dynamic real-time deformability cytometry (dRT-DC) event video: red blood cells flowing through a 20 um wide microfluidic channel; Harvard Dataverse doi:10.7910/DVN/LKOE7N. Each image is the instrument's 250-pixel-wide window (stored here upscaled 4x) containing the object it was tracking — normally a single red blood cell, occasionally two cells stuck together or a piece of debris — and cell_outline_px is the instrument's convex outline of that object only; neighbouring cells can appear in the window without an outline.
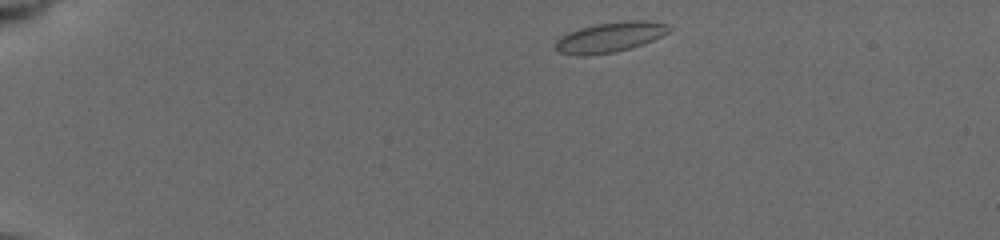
{"species": "common noctule bat (a hibernating species)", "species_latin": "Nyctalus noctula", "temperature_condition": "cold", "stored_images_in_passage": 14, "camera_frame_rate_fps": 3000, "um_per_image_px": 0.085, "animal": {"sex": "female", "body_mass_g": 19.5, "forearm_length_mm": 54.1}, "frame": {"image": 1, "passage_image": 1, "time_ms": 0.0, "image_size_px": [1000, 240], "cell_outline_px": [[672, 28], [668, 32], [644, 44], [632, 48], [616, 52], [584, 56], [576, 56], [560, 52], [556, 48], [556, 40], [560, 36], [568, 32], [580, 28], [596, 24], [628, 20], [648, 20], [668, 24]], "centroid_in_image_um": [51.86, 3.16], "position_along_channel_um": 33.1, "area_um2": 20.06}}
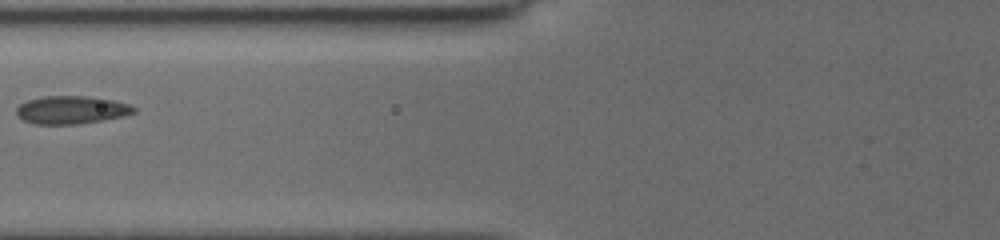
{"frame": {"image": 2, "passage_image": 8, "time_ms": 4.333, "image_size_px": [1000, 240], "cell_outline_px": [[136, 112], [124, 116], [76, 124], [36, 124], [24, 120], [16, 112], [16, 108], [20, 104], [28, 100], [44, 96], [88, 96], [116, 100], [128, 104], [136, 108]], "centroid_in_image_um": [6.1, 9.33], "position_along_channel_um": 119.7, "area_um2": 19.02}}
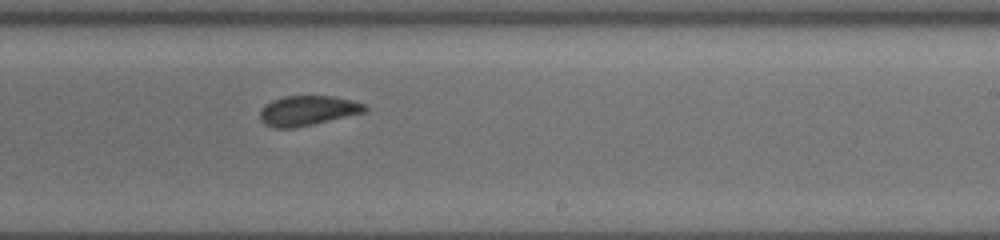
{"frame": {"image": 3, "passage_image": 14, "time_ms": 8.0, "image_size_px": [1000, 240], "cell_outline_px": [[368, 108], [364, 112], [312, 124], [292, 128], [276, 128], [264, 124], [260, 120], [260, 108], [264, 104], [272, 100], [284, 96], [336, 96], [368, 104]], "centroid_in_image_um": [26.14, 9.38], "position_along_channel_um": 262.9, "area_um2": 18.32}}